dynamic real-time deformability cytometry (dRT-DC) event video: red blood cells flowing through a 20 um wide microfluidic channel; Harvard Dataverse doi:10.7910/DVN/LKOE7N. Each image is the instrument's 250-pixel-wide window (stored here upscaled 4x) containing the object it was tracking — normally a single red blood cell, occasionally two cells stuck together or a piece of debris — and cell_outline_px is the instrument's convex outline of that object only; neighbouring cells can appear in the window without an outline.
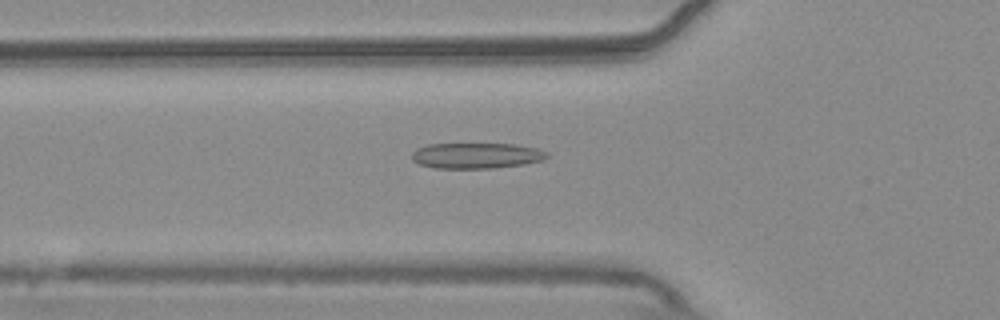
{"species": "common noctule bat (a hibernating species)", "species_latin": "Nyctalus noctula", "temperature_condition": "warm", "stored_images_in_passage": 54, "camera_frame_rate_fps": 3000, "um_per_image_px": 0.085, "animal": {"sex": "male", "body_mass_g": 20.4}, "frame": {"image": 1, "passage_image": 19, "time_ms": 6.0, "image_size_px": [1000, 320], "cell_outline_px": [[548, 156], [544, 160], [524, 164], [492, 168], [436, 168], [420, 164], [412, 160], [412, 152], [416, 148], [428, 144], [516, 144], [536, 148], [548, 152]], "centroid_in_image_um": [40.5, 13.22], "position_along_channel_um": 85.3, "area_um2": 20.23}}
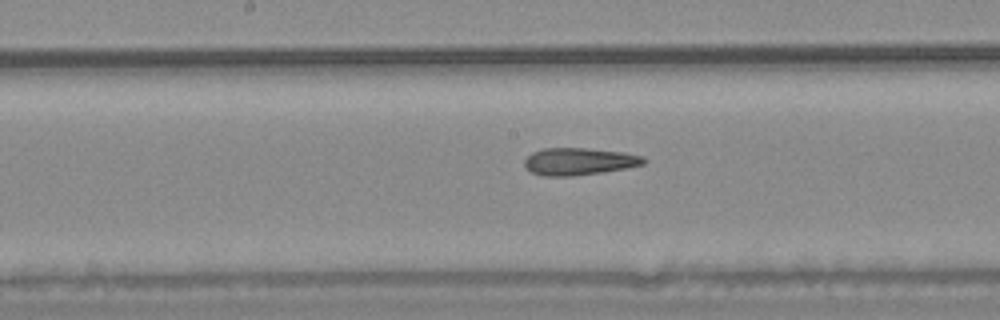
{"frame": {"image": 2, "passage_image": 28, "time_ms": 9.0, "image_size_px": [1000, 320], "cell_outline_px": [[648, 160], [644, 164], [624, 168], [600, 172], [572, 176], [540, 176], [524, 168], [524, 160], [532, 152], [544, 148], [584, 148], [624, 152], [644, 156]], "centroid_in_image_um": [49.19, 13.72], "position_along_channel_um": 199.0, "area_um2": 18.96}}
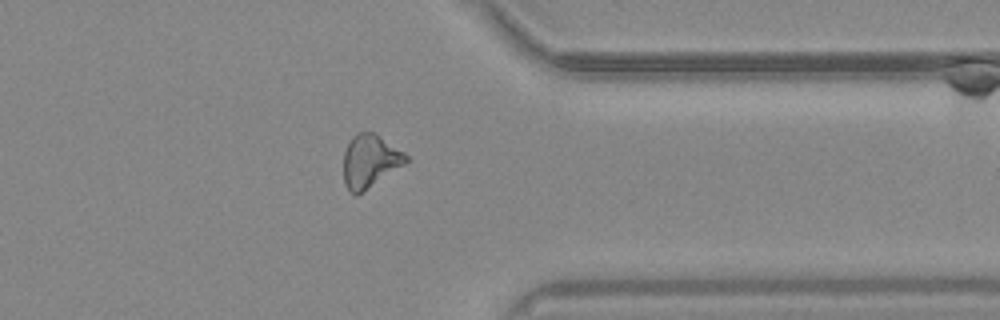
{"frame": {"image": 3, "passage_image": 43, "time_ms": 14.0, "image_size_px": [1000, 320], "cell_outline_px": [[408, 160], [404, 164], [356, 196], [344, 184], [344, 152], [352, 136], [356, 132], [372, 132], [380, 136], [404, 152], [408, 156]], "centroid_in_image_um": [31.43, 13.67], "position_along_channel_um": 380.0, "area_um2": 18.96}, "authors_computed_cell_mechanics": {"area_um2": 19.7387, "velocity_mm_per_s": 3.7613, "shape_relaxation_time_tau1_ms": null, "shape_relaxation_time_tau2_ms": 2.6773, "deformation_change_tau1": null, "deformation_change_tau2": 0.1242}}